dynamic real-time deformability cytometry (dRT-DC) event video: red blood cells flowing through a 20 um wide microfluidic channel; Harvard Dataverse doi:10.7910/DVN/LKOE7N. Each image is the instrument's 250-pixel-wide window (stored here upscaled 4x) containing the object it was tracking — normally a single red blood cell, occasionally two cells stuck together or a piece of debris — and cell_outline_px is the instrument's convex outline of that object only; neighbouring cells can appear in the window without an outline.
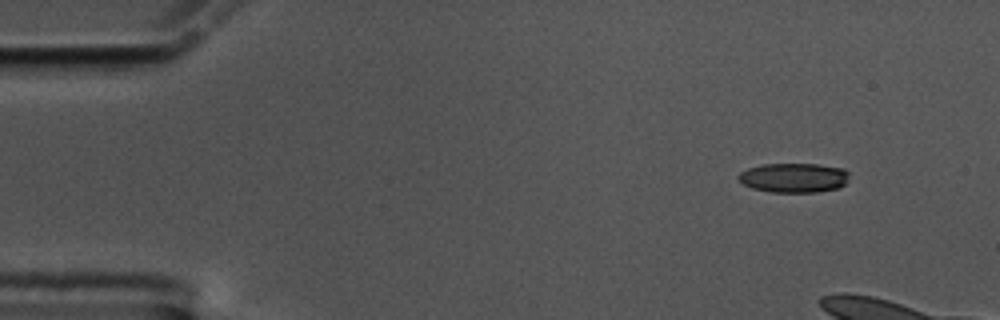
{"species": "common noctule bat (a hibernating species)", "species_latin": "Nyctalus noctula", "temperature_condition": "cold", "stored_images_in_passage": 11, "camera_frame_rate_fps": 3000, "um_per_image_px": 0.085, "animal": {"sex": "male", "body_mass_g": 17.5, "forearm_length_mm": 52.3}, "frame": {"image": 1, "passage_image": 1, "time_ms": 0.0, "image_size_px": [1000, 320], "cell_outline_px": [[848, 180], [844, 184], [836, 188], [816, 192], [772, 192], [752, 188], [744, 184], [736, 176], [740, 172], [748, 168], [764, 164], [816, 164], [844, 168], [848, 172]], "centroid_in_image_um": [67.47, 15.1], "position_along_channel_um": 17.5, "area_um2": 18.96}}